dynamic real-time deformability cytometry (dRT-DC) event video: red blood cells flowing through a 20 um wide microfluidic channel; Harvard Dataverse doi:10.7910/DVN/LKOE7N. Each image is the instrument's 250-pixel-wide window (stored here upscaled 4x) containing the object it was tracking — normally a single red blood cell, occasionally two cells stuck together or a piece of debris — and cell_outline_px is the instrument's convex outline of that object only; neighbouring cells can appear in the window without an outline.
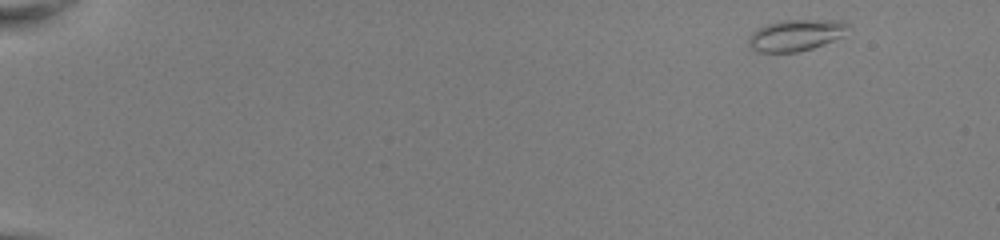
{"species": "common noctule bat (a hibernating species)", "species_latin": "Nyctalus noctula", "temperature_condition": "room temperature", "stored_images_in_passage": 48, "camera_frame_rate_fps": 3000, "um_per_image_px": 0.085, "animal": {"sex": "female", "body_mass_g": 22.0, "forearm_length_mm": 56.7}, "frame": {"image": 1, "passage_image": 1, "time_ms": 0.0, "image_size_px": [1000, 240], "cell_outline_px": [[852, 28], [840, 36], [824, 44], [812, 48], [796, 52], [756, 52], [748, 44], [748, 36], [756, 28], [768, 24], [784, 20], [848, 20]], "centroid_in_image_um": [67.67, 2.97], "position_along_channel_um": 17.3, "area_um2": 18.38}}
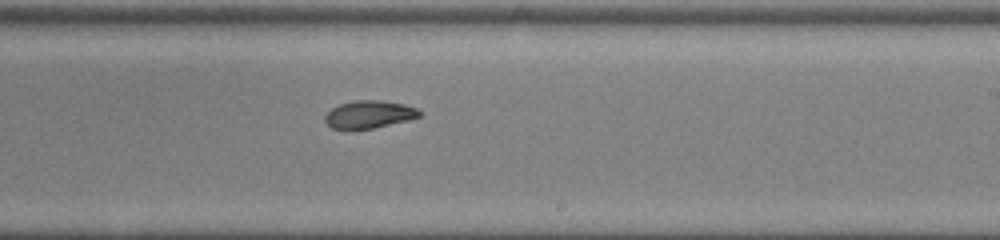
{"frame": {"image": 2, "passage_image": 30, "time_ms": 9.667, "image_size_px": [1000, 240], "cell_outline_px": [[420, 116], [408, 120], [372, 128], [352, 132], [332, 128], [324, 120], [324, 116], [332, 108], [340, 104], [356, 100], [380, 100], [404, 104], [416, 108], [420, 112]], "centroid_in_image_um": [31.32, 9.75], "position_along_channel_um": 257.7, "area_um2": 15.43}}
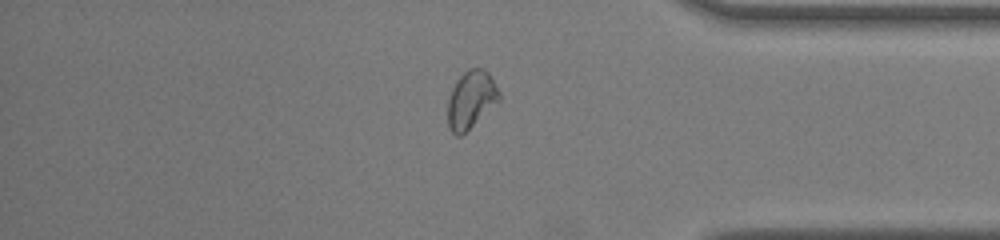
{"frame": {"image": 3, "passage_image": 41, "time_ms": 13.333, "image_size_px": [1000, 240], "cell_outline_px": [[500, 100], [460, 136], [456, 136], [448, 128], [448, 100], [452, 88], [456, 80], [468, 68], [484, 68], [488, 72], [500, 92]], "centroid_in_image_um": [40.03, 8.44], "position_along_channel_um": 395.2, "area_um2": 17.11}, "authors_computed_cell_mechanics": {"area_um2": 16.3574, "velocity_mm_per_s": 4.052, "shape_relaxation_time_tau1_ms": 7.9739, "shape_relaxation_time_tau2_ms": 1.6747, "deformation_change_tau1": 0.2044, "deformation_change_tau2": 0.0602}}